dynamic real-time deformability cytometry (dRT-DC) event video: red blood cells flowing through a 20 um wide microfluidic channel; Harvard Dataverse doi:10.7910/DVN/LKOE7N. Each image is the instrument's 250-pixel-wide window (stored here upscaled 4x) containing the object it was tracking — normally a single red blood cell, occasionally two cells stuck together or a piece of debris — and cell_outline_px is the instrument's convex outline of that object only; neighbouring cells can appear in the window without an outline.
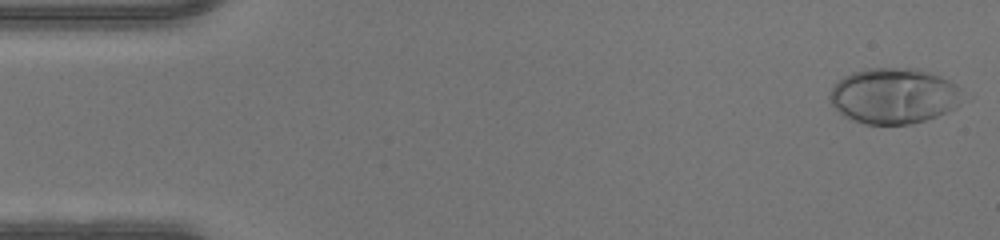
{"species": "human", "species_latin": "Homo sapiens", "temperature_condition": "warm", "stored_images_in_passage": 48, "camera_frame_rate_fps": 3000, "um_per_image_px": 0.085, "donor": {"sex": "male"}, "frame": {"image": 1, "passage_image": 2, "time_ms": 0.333, "image_size_px": [1000, 240], "cell_outline_px": [[964, 100], [956, 108], [936, 116], [912, 124], [864, 124], [852, 120], [844, 116], [832, 104], [828, 96], [832, 88], [844, 76], [852, 72], [868, 68], [916, 68], [940, 76], [956, 84], [964, 96]], "centroid_in_image_um": [76.0, 8.15], "position_along_channel_um": 9.0, "area_um2": 43.18}}
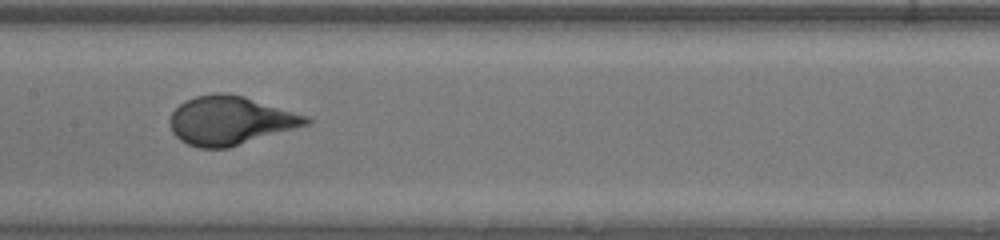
{"frame": {"image": 2, "passage_image": 24, "time_ms": 7.667, "image_size_px": [1000, 240], "cell_outline_px": [[312, 124], [228, 148], [200, 148], [188, 144], [180, 140], [172, 132], [168, 120], [172, 112], [180, 104], [196, 96], [216, 92], [224, 92], [244, 96], [308, 116], [312, 120]], "centroid_in_image_um": [19.59, 10.25], "position_along_channel_um": 187.8, "area_um2": 38.78}}
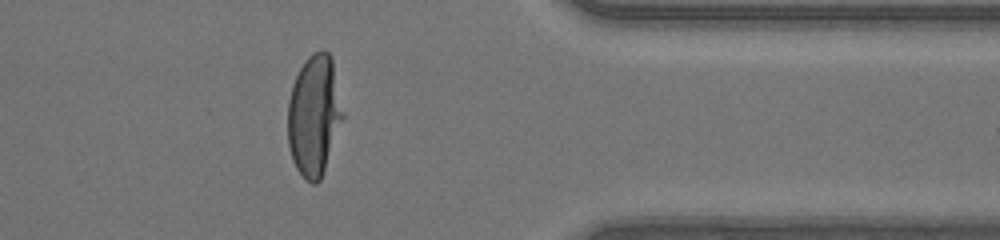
{"frame": {"image": 3, "passage_image": 39, "time_ms": 12.667, "image_size_px": [1000, 240], "cell_outline_px": [[344, 116], [320, 180], [316, 184], [312, 184], [304, 180], [296, 168], [292, 160], [288, 144], [288, 100], [292, 84], [300, 68], [308, 56], [312, 52], [320, 48], [324, 48], [332, 56], [344, 112]], "centroid_in_image_um": [26.7, 9.78], "position_along_channel_um": 384.7, "area_um2": 39.19}}